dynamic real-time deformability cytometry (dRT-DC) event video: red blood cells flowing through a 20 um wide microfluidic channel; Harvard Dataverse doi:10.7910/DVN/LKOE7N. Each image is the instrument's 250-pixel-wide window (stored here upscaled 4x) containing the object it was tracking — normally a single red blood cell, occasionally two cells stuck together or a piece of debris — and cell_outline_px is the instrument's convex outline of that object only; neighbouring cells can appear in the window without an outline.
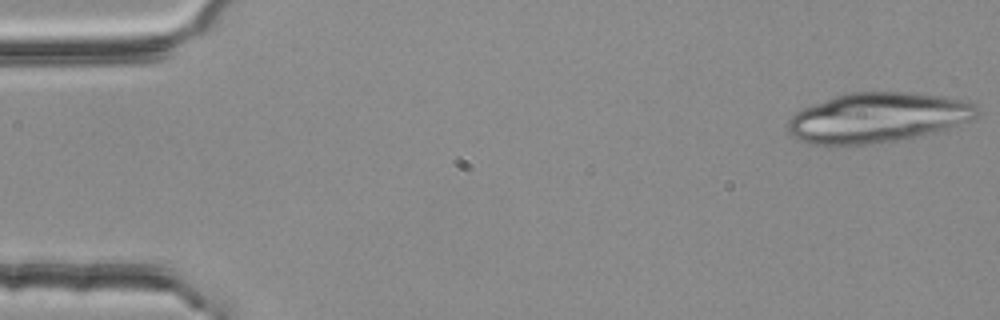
{"species": "common noctule bat (a hibernating species)", "species_latin": "Nyctalus noctula", "temperature_condition": "room temperature", "stored_images_in_passage": 17, "camera_frame_rate_fps": 3000, "um_per_image_px": 0.085, "animal": {"sex": "female", "body_mass_g": 25.1}, "frame": {"image": 1, "passage_image": 1, "time_ms": 0.0, "image_size_px": [1000, 320], "cell_outline_px": [[976, 116], [972, 120], [944, 128], [912, 136], [892, 140], [868, 144], [808, 144], [796, 140], [788, 132], [788, 120], [796, 112], [804, 108], [836, 96], [848, 92], [908, 92], [944, 96], [960, 100], [972, 104], [976, 108]], "centroid_in_image_um": [74.51, 9.98], "position_along_channel_um": 10.5, "area_um2": 53.81}}